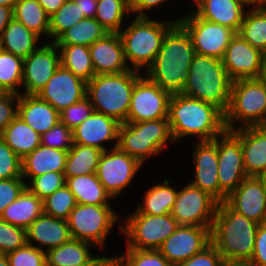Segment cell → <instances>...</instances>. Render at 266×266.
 I'll return each mask as SVG.
<instances>
[{
	"mask_svg": "<svg viewBox=\"0 0 266 266\" xmlns=\"http://www.w3.org/2000/svg\"><path fill=\"white\" fill-rule=\"evenodd\" d=\"M167 118L176 144L194 136L196 141L214 140L226 129L218 107L182 93L171 95Z\"/></svg>",
	"mask_w": 266,
	"mask_h": 266,
	"instance_id": "cell-1",
	"label": "cell"
},
{
	"mask_svg": "<svg viewBox=\"0 0 266 266\" xmlns=\"http://www.w3.org/2000/svg\"><path fill=\"white\" fill-rule=\"evenodd\" d=\"M194 54L189 33L176 22L165 34L159 53L144 75L171 95L181 93Z\"/></svg>",
	"mask_w": 266,
	"mask_h": 266,
	"instance_id": "cell-2",
	"label": "cell"
},
{
	"mask_svg": "<svg viewBox=\"0 0 266 266\" xmlns=\"http://www.w3.org/2000/svg\"><path fill=\"white\" fill-rule=\"evenodd\" d=\"M258 223L219 203L210 229L211 244L223 260H251Z\"/></svg>",
	"mask_w": 266,
	"mask_h": 266,
	"instance_id": "cell-3",
	"label": "cell"
},
{
	"mask_svg": "<svg viewBox=\"0 0 266 266\" xmlns=\"http://www.w3.org/2000/svg\"><path fill=\"white\" fill-rule=\"evenodd\" d=\"M152 17H136L123 28L121 37L125 60L130 70L144 72L152 65L167 31L179 21L177 16L167 21Z\"/></svg>",
	"mask_w": 266,
	"mask_h": 266,
	"instance_id": "cell-4",
	"label": "cell"
},
{
	"mask_svg": "<svg viewBox=\"0 0 266 266\" xmlns=\"http://www.w3.org/2000/svg\"><path fill=\"white\" fill-rule=\"evenodd\" d=\"M231 84L222 59L195 53L181 93L211 103L225 113Z\"/></svg>",
	"mask_w": 266,
	"mask_h": 266,
	"instance_id": "cell-5",
	"label": "cell"
},
{
	"mask_svg": "<svg viewBox=\"0 0 266 266\" xmlns=\"http://www.w3.org/2000/svg\"><path fill=\"white\" fill-rule=\"evenodd\" d=\"M143 75L135 70L94 75L87 83L86 93L94 111L125 123L134 85Z\"/></svg>",
	"mask_w": 266,
	"mask_h": 266,
	"instance_id": "cell-6",
	"label": "cell"
},
{
	"mask_svg": "<svg viewBox=\"0 0 266 266\" xmlns=\"http://www.w3.org/2000/svg\"><path fill=\"white\" fill-rule=\"evenodd\" d=\"M173 140L168 118L120 124L118 147L142 165L161 156ZM161 154V155H160Z\"/></svg>",
	"mask_w": 266,
	"mask_h": 266,
	"instance_id": "cell-7",
	"label": "cell"
},
{
	"mask_svg": "<svg viewBox=\"0 0 266 266\" xmlns=\"http://www.w3.org/2000/svg\"><path fill=\"white\" fill-rule=\"evenodd\" d=\"M224 125L227 130L266 126V84L259 78L232 81Z\"/></svg>",
	"mask_w": 266,
	"mask_h": 266,
	"instance_id": "cell-8",
	"label": "cell"
},
{
	"mask_svg": "<svg viewBox=\"0 0 266 266\" xmlns=\"http://www.w3.org/2000/svg\"><path fill=\"white\" fill-rule=\"evenodd\" d=\"M121 218V213L111 205L77 203L69 214L67 223L71 238L91 243L103 252L114 227L119 224L121 231Z\"/></svg>",
	"mask_w": 266,
	"mask_h": 266,
	"instance_id": "cell-9",
	"label": "cell"
},
{
	"mask_svg": "<svg viewBox=\"0 0 266 266\" xmlns=\"http://www.w3.org/2000/svg\"><path fill=\"white\" fill-rule=\"evenodd\" d=\"M179 227L171 214L145 215L142 213L126 214L121 219L122 237L125 248L158 250L162 243Z\"/></svg>",
	"mask_w": 266,
	"mask_h": 266,
	"instance_id": "cell-10",
	"label": "cell"
},
{
	"mask_svg": "<svg viewBox=\"0 0 266 266\" xmlns=\"http://www.w3.org/2000/svg\"><path fill=\"white\" fill-rule=\"evenodd\" d=\"M142 165L136 158L122 151L118 146L103 151L96 175L105 190L114 200H118L124 190L133 185L134 178Z\"/></svg>",
	"mask_w": 266,
	"mask_h": 266,
	"instance_id": "cell-11",
	"label": "cell"
},
{
	"mask_svg": "<svg viewBox=\"0 0 266 266\" xmlns=\"http://www.w3.org/2000/svg\"><path fill=\"white\" fill-rule=\"evenodd\" d=\"M179 23L189 33L195 53L223 59L228 44L236 35L231 28L199 18L191 9L178 15Z\"/></svg>",
	"mask_w": 266,
	"mask_h": 266,
	"instance_id": "cell-12",
	"label": "cell"
},
{
	"mask_svg": "<svg viewBox=\"0 0 266 266\" xmlns=\"http://www.w3.org/2000/svg\"><path fill=\"white\" fill-rule=\"evenodd\" d=\"M178 189L171 215L179 225L211 227L218 202L189 182Z\"/></svg>",
	"mask_w": 266,
	"mask_h": 266,
	"instance_id": "cell-13",
	"label": "cell"
},
{
	"mask_svg": "<svg viewBox=\"0 0 266 266\" xmlns=\"http://www.w3.org/2000/svg\"><path fill=\"white\" fill-rule=\"evenodd\" d=\"M215 140L218 151L219 187L228 196L247 178L241 138L233 130L225 129Z\"/></svg>",
	"mask_w": 266,
	"mask_h": 266,
	"instance_id": "cell-14",
	"label": "cell"
},
{
	"mask_svg": "<svg viewBox=\"0 0 266 266\" xmlns=\"http://www.w3.org/2000/svg\"><path fill=\"white\" fill-rule=\"evenodd\" d=\"M171 94L143 75L134 85L127 120L137 123L168 117Z\"/></svg>",
	"mask_w": 266,
	"mask_h": 266,
	"instance_id": "cell-15",
	"label": "cell"
},
{
	"mask_svg": "<svg viewBox=\"0 0 266 266\" xmlns=\"http://www.w3.org/2000/svg\"><path fill=\"white\" fill-rule=\"evenodd\" d=\"M194 141L190 158L194 165V176L188 182L212 196L218 203L225 202L227 195L220 189L218 180L217 141Z\"/></svg>",
	"mask_w": 266,
	"mask_h": 266,
	"instance_id": "cell-16",
	"label": "cell"
},
{
	"mask_svg": "<svg viewBox=\"0 0 266 266\" xmlns=\"http://www.w3.org/2000/svg\"><path fill=\"white\" fill-rule=\"evenodd\" d=\"M60 65L58 47L45 41L24 59L21 94H37Z\"/></svg>",
	"mask_w": 266,
	"mask_h": 266,
	"instance_id": "cell-17",
	"label": "cell"
},
{
	"mask_svg": "<svg viewBox=\"0 0 266 266\" xmlns=\"http://www.w3.org/2000/svg\"><path fill=\"white\" fill-rule=\"evenodd\" d=\"M211 227L179 225L158 251L173 266L190 259L211 243Z\"/></svg>",
	"mask_w": 266,
	"mask_h": 266,
	"instance_id": "cell-18",
	"label": "cell"
},
{
	"mask_svg": "<svg viewBox=\"0 0 266 266\" xmlns=\"http://www.w3.org/2000/svg\"><path fill=\"white\" fill-rule=\"evenodd\" d=\"M86 93L87 83L60 65L37 95L60 113L86 97Z\"/></svg>",
	"mask_w": 266,
	"mask_h": 266,
	"instance_id": "cell-19",
	"label": "cell"
},
{
	"mask_svg": "<svg viewBox=\"0 0 266 266\" xmlns=\"http://www.w3.org/2000/svg\"><path fill=\"white\" fill-rule=\"evenodd\" d=\"M120 124L112 117L93 111L72 130L73 144L95 147L102 151L115 148L118 146Z\"/></svg>",
	"mask_w": 266,
	"mask_h": 266,
	"instance_id": "cell-20",
	"label": "cell"
},
{
	"mask_svg": "<svg viewBox=\"0 0 266 266\" xmlns=\"http://www.w3.org/2000/svg\"><path fill=\"white\" fill-rule=\"evenodd\" d=\"M222 61L232 81L259 78L262 51L252 47L236 33L228 44Z\"/></svg>",
	"mask_w": 266,
	"mask_h": 266,
	"instance_id": "cell-21",
	"label": "cell"
},
{
	"mask_svg": "<svg viewBox=\"0 0 266 266\" xmlns=\"http://www.w3.org/2000/svg\"><path fill=\"white\" fill-rule=\"evenodd\" d=\"M225 203L238 214L258 224L266 222V191L257 177L245 178Z\"/></svg>",
	"mask_w": 266,
	"mask_h": 266,
	"instance_id": "cell-22",
	"label": "cell"
},
{
	"mask_svg": "<svg viewBox=\"0 0 266 266\" xmlns=\"http://www.w3.org/2000/svg\"><path fill=\"white\" fill-rule=\"evenodd\" d=\"M191 3V0H190ZM190 8L199 18L239 32L249 6L241 0H192Z\"/></svg>",
	"mask_w": 266,
	"mask_h": 266,
	"instance_id": "cell-23",
	"label": "cell"
},
{
	"mask_svg": "<svg viewBox=\"0 0 266 266\" xmlns=\"http://www.w3.org/2000/svg\"><path fill=\"white\" fill-rule=\"evenodd\" d=\"M95 75L120 74L130 70L119 33H108L89 46Z\"/></svg>",
	"mask_w": 266,
	"mask_h": 266,
	"instance_id": "cell-24",
	"label": "cell"
},
{
	"mask_svg": "<svg viewBox=\"0 0 266 266\" xmlns=\"http://www.w3.org/2000/svg\"><path fill=\"white\" fill-rule=\"evenodd\" d=\"M27 244L42 251L59 247L71 239L67 220L42 213L26 229Z\"/></svg>",
	"mask_w": 266,
	"mask_h": 266,
	"instance_id": "cell-25",
	"label": "cell"
},
{
	"mask_svg": "<svg viewBox=\"0 0 266 266\" xmlns=\"http://www.w3.org/2000/svg\"><path fill=\"white\" fill-rule=\"evenodd\" d=\"M233 131L241 138L247 177H257L266 171V126L242 127Z\"/></svg>",
	"mask_w": 266,
	"mask_h": 266,
	"instance_id": "cell-26",
	"label": "cell"
},
{
	"mask_svg": "<svg viewBox=\"0 0 266 266\" xmlns=\"http://www.w3.org/2000/svg\"><path fill=\"white\" fill-rule=\"evenodd\" d=\"M17 116L40 135L60 121V113L37 94L19 95Z\"/></svg>",
	"mask_w": 266,
	"mask_h": 266,
	"instance_id": "cell-27",
	"label": "cell"
},
{
	"mask_svg": "<svg viewBox=\"0 0 266 266\" xmlns=\"http://www.w3.org/2000/svg\"><path fill=\"white\" fill-rule=\"evenodd\" d=\"M68 151L39 145L22 161V178L26 184L33 178L48 172L65 171V164Z\"/></svg>",
	"mask_w": 266,
	"mask_h": 266,
	"instance_id": "cell-28",
	"label": "cell"
},
{
	"mask_svg": "<svg viewBox=\"0 0 266 266\" xmlns=\"http://www.w3.org/2000/svg\"><path fill=\"white\" fill-rule=\"evenodd\" d=\"M164 181L153 184L142 194L137 206L131 213H142L145 215H166L171 214L172 208L177 198L178 189L171 184L170 179L163 177Z\"/></svg>",
	"mask_w": 266,
	"mask_h": 266,
	"instance_id": "cell-29",
	"label": "cell"
},
{
	"mask_svg": "<svg viewBox=\"0 0 266 266\" xmlns=\"http://www.w3.org/2000/svg\"><path fill=\"white\" fill-rule=\"evenodd\" d=\"M43 43L39 35L14 18L0 36V48L22 59L36 51Z\"/></svg>",
	"mask_w": 266,
	"mask_h": 266,
	"instance_id": "cell-30",
	"label": "cell"
},
{
	"mask_svg": "<svg viewBox=\"0 0 266 266\" xmlns=\"http://www.w3.org/2000/svg\"><path fill=\"white\" fill-rule=\"evenodd\" d=\"M42 213L43 200L26 187L15 201L4 209L0 218L12 225L27 229Z\"/></svg>",
	"mask_w": 266,
	"mask_h": 266,
	"instance_id": "cell-31",
	"label": "cell"
},
{
	"mask_svg": "<svg viewBox=\"0 0 266 266\" xmlns=\"http://www.w3.org/2000/svg\"><path fill=\"white\" fill-rule=\"evenodd\" d=\"M66 186L75 196L78 204L111 205L115 201L105 190L96 173L65 177Z\"/></svg>",
	"mask_w": 266,
	"mask_h": 266,
	"instance_id": "cell-32",
	"label": "cell"
},
{
	"mask_svg": "<svg viewBox=\"0 0 266 266\" xmlns=\"http://www.w3.org/2000/svg\"><path fill=\"white\" fill-rule=\"evenodd\" d=\"M91 243L71 238L59 247L46 252L47 266H80L88 263L94 256Z\"/></svg>",
	"mask_w": 266,
	"mask_h": 266,
	"instance_id": "cell-33",
	"label": "cell"
},
{
	"mask_svg": "<svg viewBox=\"0 0 266 266\" xmlns=\"http://www.w3.org/2000/svg\"><path fill=\"white\" fill-rule=\"evenodd\" d=\"M1 139L21 158L30 154L41 144V135L34 131L19 116L5 128Z\"/></svg>",
	"mask_w": 266,
	"mask_h": 266,
	"instance_id": "cell-34",
	"label": "cell"
},
{
	"mask_svg": "<svg viewBox=\"0 0 266 266\" xmlns=\"http://www.w3.org/2000/svg\"><path fill=\"white\" fill-rule=\"evenodd\" d=\"M238 34L252 47L266 50V4L247 9Z\"/></svg>",
	"mask_w": 266,
	"mask_h": 266,
	"instance_id": "cell-35",
	"label": "cell"
},
{
	"mask_svg": "<svg viewBox=\"0 0 266 266\" xmlns=\"http://www.w3.org/2000/svg\"><path fill=\"white\" fill-rule=\"evenodd\" d=\"M13 18L49 42V15L37 0H18Z\"/></svg>",
	"mask_w": 266,
	"mask_h": 266,
	"instance_id": "cell-36",
	"label": "cell"
},
{
	"mask_svg": "<svg viewBox=\"0 0 266 266\" xmlns=\"http://www.w3.org/2000/svg\"><path fill=\"white\" fill-rule=\"evenodd\" d=\"M60 52L61 66L88 83L95 75L89 46L56 45Z\"/></svg>",
	"mask_w": 266,
	"mask_h": 266,
	"instance_id": "cell-37",
	"label": "cell"
},
{
	"mask_svg": "<svg viewBox=\"0 0 266 266\" xmlns=\"http://www.w3.org/2000/svg\"><path fill=\"white\" fill-rule=\"evenodd\" d=\"M107 34L108 31L95 18H85L63 32L53 43L90 46Z\"/></svg>",
	"mask_w": 266,
	"mask_h": 266,
	"instance_id": "cell-38",
	"label": "cell"
},
{
	"mask_svg": "<svg viewBox=\"0 0 266 266\" xmlns=\"http://www.w3.org/2000/svg\"><path fill=\"white\" fill-rule=\"evenodd\" d=\"M102 153V150L95 147L73 144L66 158L65 177L96 173Z\"/></svg>",
	"mask_w": 266,
	"mask_h": 266,
	"instance_id": "cell-39",
	"label": "cell"
},
{
	"mask_svg": "<svg viewBox=\"0 0 266 266\" xmlns=\"http://www.w3.org/2000/svg\"><path fill=\"white\" fill-rule=\"evenodd\" d=\"M129 16H132L129 0H97L94 18L108 33H119Z\"/></svg>",
	"mask_w": 266,
	"mask_h": 266,
	"instance_id": "cell-40",
	"label": "cell"
},
{
	"mask_svg": "<svg viewBox=\"0 0 266 266\" xmlns=\"http://www.w3.org/2000/svg\"><path fill=\"white\" fill-rule=\"evenodd\" d=\"M24 59L0 48V86L7 93L21 94Z\"/></svg>",
	"mask_w": 266,
	"mask_h": 266,
	"instance_id": "cell-41",
	"label": "cell"
},
{
	"mask_svg": "<svg viewBox=\"0 0 266 266\" xmlns=\"http://www.w3.org/2000/svg\"><path fill=\"white\" fill-rule=\"evenodd\" d=\"M85 19L79 5L73 0H66L64 4L49 16V42H54L63 32Z\"/></svg>",
	"mask_w": 266,
	"mask_h": 266,
	"instance_id": "cell-42",
	"label": "cell"
},
{
	"mask_svg": "<svg viewBox=\"0 0 266 266\" xmlns=\"http://www.w3.org/2000/svg\"><path fill=\"white\" fill-rule=\"evenodd\" d=\"M118 266H173L158 250L125 248L121 254H115Z\"/></svg>",
	"mask_w": 266,
	"mask_h": 266,
	"instance_id": "cell-43",
	"label": "cell"
},
{
	"mask_svg": "<svg viewBox=\"0 0 266 266\" xmlns=\"http://www.w3.org/2000/svg\"><path fill=\"white\" fill-rule=\"evenodd\" d=\"M76 205L75 196L65 184L62 188L43 199V213L67 220Z\"/></svg>",
	"mask_w": 266,
	"mask_h": 266,
	"instance_id": "cell-44",
	"label": "cell"
},
{
	"mask_svg": "<svg viewBox=\"0 0 266 266\" xmlns=\"http://www.w3.org/2000/svg\"><path fill=\"white\" fill-rule=\"evenodd\" d=\"M66 179L62 172H48L33 177L26 187L40 199H45L65 185Z\"/></svg>",
	"mask_w": 266,
	"mask_h": 266,
	"instance_id": "cell-45",
	"label": "cell"
},
{
	"mask_svg": "<svg viewBox=\"0 0 266 266\" xmlns=\"http://www.w3.org/2000/svg\"><path fill=\"white\" fill-rule=\"evenodd\" d=\"M26 244V229L12 225L0 218V253L7 254Z\"/></svg>",
	"mask_w": 266,
	"mask_h": 266,
	"instance_id": "cell-46",
	"label": "cell"
},
{
	"mask_svg": "<svg viewBox=\"0 0 266 266\" xmlns=\"http://www.w3.org/2000/svg\"><path fill=\"white\" fill-rule=\"evenodd\" d=\"M6 255L10 266H47L46 252L28 244Z\"/></svg>",
	"mask_w": 266,
	"mask_h": 266,
	"instance_id": "cell-47",
	"label": "cell"
},
{
	"mask_svg": "<svg viewBox=\"0 0 266 266\" xmlns=\"http://www.w3.org/2000/svg\"><path fill=\"white\" fill-rule=\"evenodd\" d=\"M41 145L69 151L73 146L72 130L60 121L41 135Z\"/></svg>",
	"mask_w": 266,
	"mask_h": 266,
	"instance_id": "cell-48",
	"label": "cell"
},
{
	"mask_svg": "<svg viewBox=\"0 0 266 266\" xmlns=\"http://www.w3.org/2000/svg\"><path fill=\"white\" fill-rule=\"evenodd\" d=\"M21 161L0 137V179L22 178Z\"/></svg>",
	"mask_w": 266,
	"mask_h": 266,
	"instance_id": "cell-49",
	"label": "cell"
},
{
	"mask_svg": "<svg viewBox=\"0 0 266 266\" xmlns=\"http://www.w3.org/2000/svg\"><path fill=\"white\" fill-rule=\"evenodd\" d=\"M93 111L94 109L90 99L86 96L82 100L62 110L59 117L60 122L73 130L87 119Z\"/></svg>",
	"mask_w": 266,
	"mask_h": 266,
	"instance_id": "cell-50",
	"label": "cell"
},
{
	"mask_svg": "<svg viewBox=\"0 0 266 266\" xmlns=\"http://www.w3.org/2000/svg\"><path fill=\"white\" fill-rule=\"evenodd\" d=\"M25 188L26 182L23 178L0 179V216Z\"/></svg>",
	"mask_w": 266,
	"mask_h": 266,
	"instance_id": "cell-51",
	"label": "cell"
},
{
	"mask_svg": "<svg viewBox=\"0 0 266 266\" xmlns=\"http://www.w3.org/2000/svg\"><path fill=\"white\" fill-rule=\"evenodd\" d=\"M223 258L218 250L210 243L201 252L193 255L176 266H222Z\"/></svg>",
	"mask_w": 266,
	"mask_h": 266,
	"instance_id": "cell-52",
	"label": "cell"
},
{
	"mask_svg": "<svg viewBox=\"0 0 266 266\" xmlns=\"http://www.w3.org/2000/svg\"><path fill=\"white\" fill-rule=\"evenodd\" d=\"M19 95L15 93L0 95V137L7 125L17 116Z\"/></svg>",
	"mask_w": 266,
	"mask_h": 266,
	"instance_id": "cell-53",
	"label": "cell"
},
{
	"mask_svg": "<svg viewBox=\"0 0 266 266\" xmlns=\"http://www.w3.org/2000/svg\"><path fill=\"white\" fill-rule=\"evenodd\" d=\"M130 1V12L134 17H152L150 15L152 11H158L157 7L164 6L168 1L172 0H129Z\"/></svg>",
	"mask_w": 266,
	"mask_h": 266,
	"instance_id": "cell-54",
	"label": "cell"
},
{
	"mask_svg": "<svg viewBox=\"0 0 266 266\" xmlns=\"http://www.w3.org/2000/svg\"><path fill=\"white\" fill-rule=\"evenodd\" d=\"M251 261L256 266H266V222L258 225Z\"/></svg>",
	"mask_w": 266,
	"mask_h": 266,
	"instance_id": "cell-55",
	"label": "cell"
},
{
	"mask_svg": "<svg viewBox=\"0 0 266 266\" xmlns=\"http://www.w3.org/2000/svg\"><path fill=\"white\" fill-rule=\"evenodd\" d=\"M79 5L85 18H94L97 10V0H73Z\"/></svg>",
	"mask_w": 266,
	"mask_h": 266,
	"instance_id": "cell-56",
	"label": "cell"
},
{
	"mask_svg": "<svg viewBox=\"0 0 266 266\" xmlns=\"http://www.w3.org/2000/svg\"><path fill=\"white\" fill-rule=\"evenodd\" d=\"M115 263V255H97L94 256L88 263L80 266H112Z\"/></svg>",
	"mask_w": 266,
	"mask_h": 266,
	"instance_id": "cell-57",
	"label": "cell"
},
{
	"mask_svg": "<svg viewBox=\"0 0 266 266\" xmlns=\"http://www.w3.org/2000/svg\"><path fill=\"white\" fill-rule=\"evenodd\" d=\"M12 19L13 9L0 5V36Z\"/></svg>",
	"mask_w": 266,
	"mask_h": 266,
	"instance_id": "cell-58",
	"label": "cell"
},
{
	"mask_svg": "<svg viewBox=\"0 0 266 266\" xmlns=\"http://www.w3.org/2000/svg\"><path fill=\"white\" fill-rule=\"evenodd\" d=\"M45 12L51 16L54 12H56L66 0H37Z\"/></svg>",
	"mask_w": 266,
	"mask_h": 266,
	"instance_id": "cell-59",
	"label": "cell"
},
{
	"mask_svg": "<svg viewBox=\"0 0 266 266\" xmlns=\"http://www.w3.org/2000/svg\"><path fill=\"white\" fill-rule=\"evenodd\" d=\"M222 266H256L251 260H224Z\"/></svg>",
	"mask_w": 266,
	"mask_h": 266,
	"instance_id": "cell-60",
	"label": "cell"
},
{
	"mask_svg": "<svg viewBox=\"0 0 266 266\" xmlns=\"http://www.w3.org/2000/svg\"><path fill=\"white\" fill-rule=\"evenodd\" d=\"M259 79L266 84V50L262 52V62Z\"/></svg>",
	"mask_w": 266,
	"mask_h": 266,
	"instance_id": "cell-61",
	"label": "cell"
},
{
	"mask_svg": "<svg viewBox=\"0 0 266 266\" xmlns=\"http://www.w3.org/2000/svg\"><path fill=\"white\" fill-rule=\"evenodd\" d=\"M18 2V0H0L1 6H6L14 9L15 4Z\"/></svg>",
	"mask_w": 266,
	"mask_h": 266,
	"instance_id": "cell-62",
	"label": "cell"
},
{
	"mask_svg": "<svg viewBox=\"0 0 266 266\" xmlns=\"http://www.w3.org/2000/svg\"><path fill=\"white\" fill-rule=\"evenodd\" d=\"M257 179L262 183L263 189L266 191V171L261 172Z\"/></svg>",
	"mask_w": 266,
	"mask_h": 266,
	"instance_id": "cell-63",
	"label": "cell"
},
{
	"mask_svg": "<svg viewBox=\"0 0 266 266\" xmlns=\"http://www.w3.org/2000/svg\"><path fill=\"white\" fill-rule=\"evenodd\" d=\"M0 266H10L9 260L6 254L0 253Z\"/></svg>",
	"mask_w": 266,
	"mask_h": 266,
	"instance_id": "cell-64",
	"label": "cell"
},
{
	"mask_svg": "<svg viewBox=\"0 0 266 266\" xmlns=\"http://www.w3.org/2000/svg\"><path fill=\"white\" fill-rule=\"evenodd\" d=\"M241 1L246 3L249 7L260 4V0H241Z\"/></svg>",
	"mask_w": 266,
	"mask_h": 266,
	"instance_id": "cell-65",
	"label": "cell"
},
{
	"mask_svg": "<svg viewBox=\"0 0 266 266\" xmlns=\"http://www.w3.org/2000/svg\"><path fill=\"white\" fill-rule=\"evenodd\" d=\"M7 93L1 86H0V95Z\"/></svg>",
	"mask_w": 266,
	"mask_h": 266,
	"instance_id": "cell-66",
	"label": "cell"
},
{
	"mask_svg": "<svg viewBox=\"0 0 266 266\" xmlns=\"http://www.w3.org/2000/svg\"><path fill=\"white\" fill-rule=\"evenodd\" d=\"M260 3L266 4V0H260Z\"/></svg>",
	"mask_w": 266,
	"mask_h": 266,
	"instance_id": "cell-67",
	"label": "cell"
}]
</instances>
